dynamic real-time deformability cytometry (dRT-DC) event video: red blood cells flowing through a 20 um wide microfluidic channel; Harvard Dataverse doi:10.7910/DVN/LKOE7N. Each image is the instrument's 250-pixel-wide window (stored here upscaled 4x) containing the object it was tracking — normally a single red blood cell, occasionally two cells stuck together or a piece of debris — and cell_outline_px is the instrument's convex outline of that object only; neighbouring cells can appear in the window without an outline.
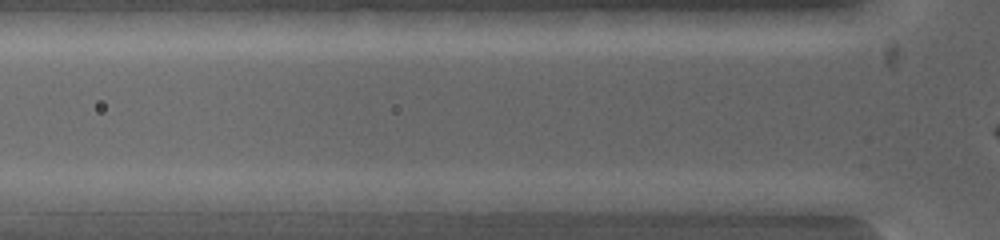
{"species": "common noctule bat (a hibernating species)", "species_latin": "Nyctalus noctula", "temperature_condition": "warm", "stored_images_in_passage": 3, "camera_frame_rate_fps": 5000, "um_per_image_px": 0.085, "animal": {"sex": "female", "body_mass_g": 19.0, "forearm_length_mm": 53.3}, "frame": {"image": 1, "passage_image": 3, "time_ms": 0.6, "image_size_px": [1000, 240], "cell_outline_px": [[660, 200], [652, 208], [628, 212], [552, 212], [540, 200], [580, 192], [648, 192]], "centroid_in_image_um": [51.13, 17.18], "position_along_channel_um": 74.7, "area_um2": 14.51}}